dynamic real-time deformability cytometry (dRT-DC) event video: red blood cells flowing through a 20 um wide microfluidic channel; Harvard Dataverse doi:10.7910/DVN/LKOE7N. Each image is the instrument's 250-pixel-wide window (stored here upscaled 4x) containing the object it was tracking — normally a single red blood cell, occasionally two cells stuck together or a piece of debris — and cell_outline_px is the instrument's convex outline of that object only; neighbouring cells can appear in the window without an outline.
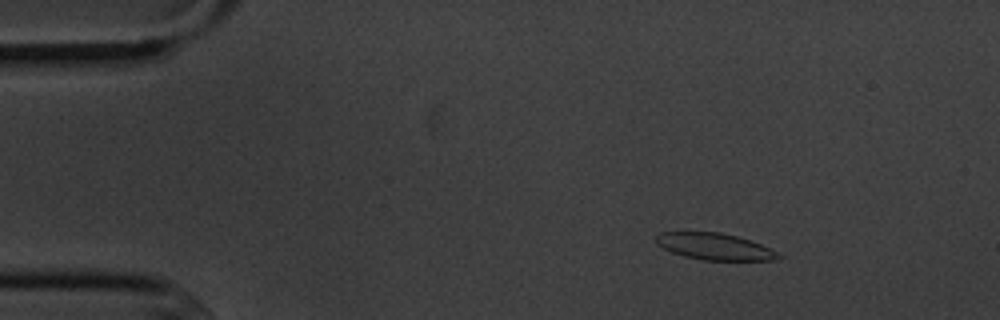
{"species": "common noctule bat (a hibernating species)", "species_latin": "Nyctalus noctula", "temperature_condition": "cold", "stored_images_in_passage": 5, "camera_frame_rate_fps": 3000, "um_per_image_px": 0.085, "animal": {"sex": "male", "body_mass_g": 20.1, "forearm_length_mm": 53.5}, "frame": {"image": 1, "passage_image": 2, "time_ms": 1.333, "image_size_px": [1000, 320], "cell_outline_px": [[784, 256], [776, 260], [704, 260], [684, 256], [672, 252], [656, 244], [656, 236], [660, 232], [720, 232], [752, 240], [772, 248]], "centroid_in_image_um": [60.8, 20.95], "position_along_channel_um": 24.2, "area_um2": 19.13}}